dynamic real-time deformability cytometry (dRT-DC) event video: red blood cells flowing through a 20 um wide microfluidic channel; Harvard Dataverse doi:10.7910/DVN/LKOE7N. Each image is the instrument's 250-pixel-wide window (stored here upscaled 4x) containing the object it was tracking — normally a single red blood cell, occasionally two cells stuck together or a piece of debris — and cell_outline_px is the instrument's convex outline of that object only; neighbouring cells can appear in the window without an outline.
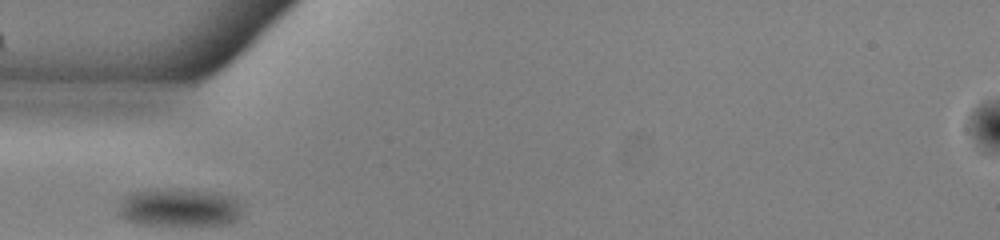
{"species": "common noctule bat (a hibernating species)", "species_latin": "Nyctalus noctula", "temperature_condition": "warm", "stored_images_in_passage": 25, "camera_frame_rate_fps": 3000, "um_per_image_px": 0.085, "animal": {"sex": "male", "body_mass_g": 13.0, "forearm_length_mm": 53.1}, "frame": {"image": 1, "passage_image": 1, "time_ms": 0.0, "image_size_px": [1000, 240], "cell_outline_px": [[240, 220], [232, 224], [136, 224], [120, 216], [116, 212], [124, 196], [132, 192], [152, 188], [176, 188], [216, 192], [236, 196], [240, 204]], "centroid_in_image_um": [15.25, 17.61], "position_along_channel_um": 69.7, "area_um2": 28.03}}
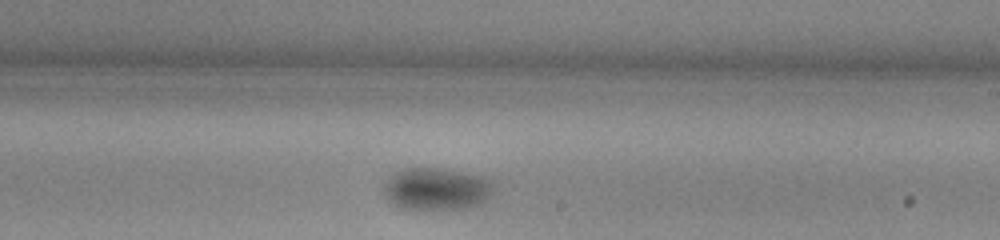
{"frame": {"image": 2, "passage_image": 15, "time_ms": 4.667, "image_size_px": [1000, 240], "cell_outline_px": [[492, 192], [480, 204], [468, 208], [404, 208], [396, 204], [384, 192], [388, 180], [396, 172], [404, 168], [440, 168], [480, 176], [488, 180], [492, 184]], "centroid_in_image_um": [37.13, 16.04], "position_along_channel_um": 251.9, "area_um2": 25.95}}
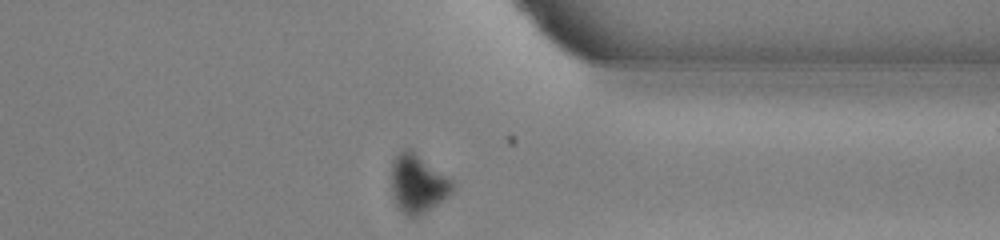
{"frame": {"image": 3, "passage_image": 25, "time_ms": 8.0, "image_size_px": [1000, 240], "cell_outline_px": [[452, 192], [448, 196], [420, 216], [408, 216], [396, 204], [392, 196], [392, 160], [404, 148], [408, 148], [452, 180]], "centroid_in_image_um": [35.49, 15.62], "position_along_channel_um": 375.9, "area_um2": 20.23}}